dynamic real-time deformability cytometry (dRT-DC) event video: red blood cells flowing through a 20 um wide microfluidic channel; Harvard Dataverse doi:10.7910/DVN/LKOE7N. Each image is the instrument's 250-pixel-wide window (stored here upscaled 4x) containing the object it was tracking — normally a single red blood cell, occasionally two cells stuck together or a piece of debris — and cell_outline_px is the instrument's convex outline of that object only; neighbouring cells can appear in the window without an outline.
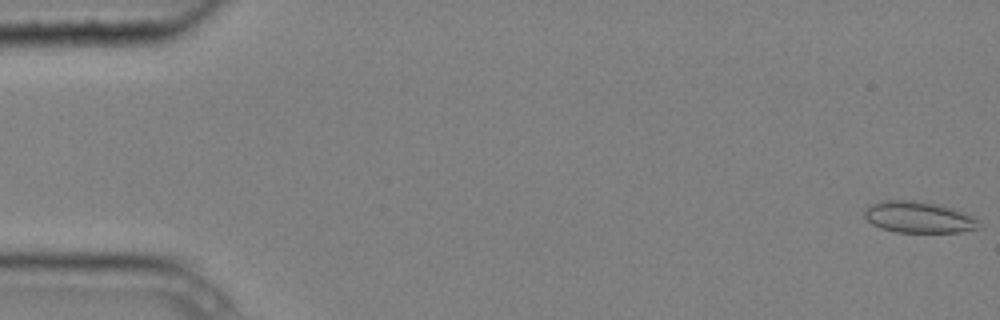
{"species": "common noctule bat (a hibernating species)", "species_latin": "Nyctalus noctula", "temperature_condition": "cold", "stored_images_in_passage": 8, "camera_frame_rate_fps": 3000, "um_per_image_px": 0.085, "animal": {"sex": "male", "body_mass_g": 20.4}, "frame": {"image": 1, "passage_image": 1, "time_ms": 0.0, "image_size_px": [1000, 320], "cell_outline_px": [[980, 228], [960, 232], [896, 232], [880, 228], [872, 224], [864, 216], [864, 212], [872, 204], [880, 200], [912, 200], [940, 204], [952, 208], [972, 216], [976, 220]], "centroid_in_image_um": [78.06, 18.46], "position_along_channel_um": 6.9, "area_um2": 20.81}}
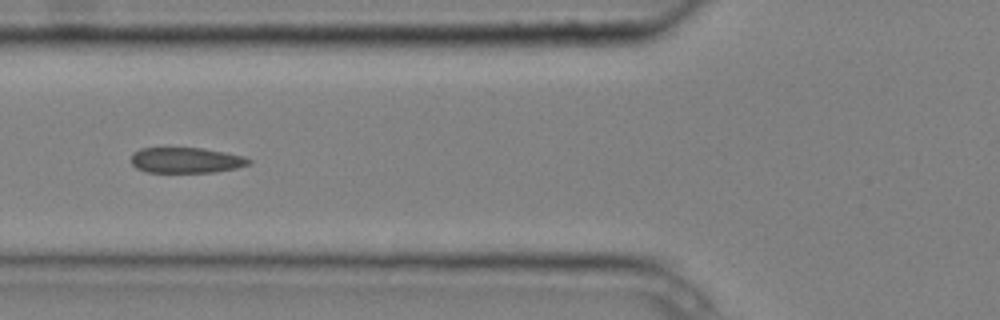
{"frame": {"image": 2, "passage_image": 7, "time_ms": 2.0, "image_size_px": [1000, 320], "cell_outline_px": [[252, 164], [236, 168], [216, 172], [148, 172], [136, 168], [132, 164], [132, 152], [140, 148], [200, 148], [224, 152], [244, 156], [252, 160]], "centroid_in_image_um": [15.84, 13.62], "position_along_channel_um": 110.0, "area_um2": 17.57}}
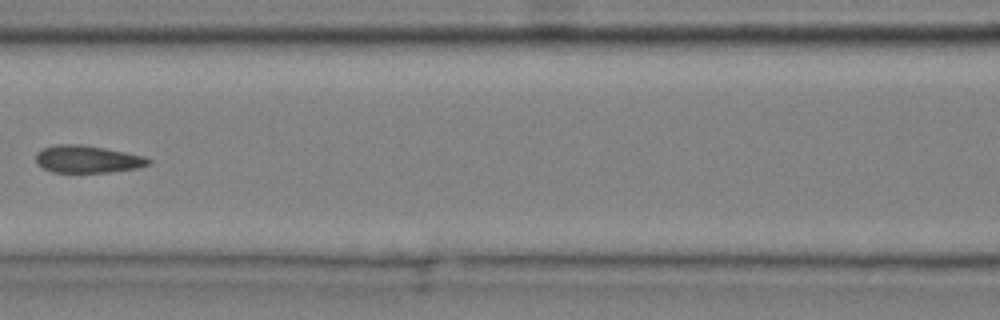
{"frame": {"image": 3, "passage_image": 8, "time_ms": 2.333, "image_size_px": [1000, 320], "cell_outline_px": [[152, 164], [136, 168], [108, 172], [52, 172], [44, 168], [36, 160], [36, 152], [44, 148], [56, 144], [84, 144], [144, 156], [152, 160]], "centroid_in_image_um": [7.45, 13.52], "position_along_channel_um": 159.1, "area_um2": 17.86}}